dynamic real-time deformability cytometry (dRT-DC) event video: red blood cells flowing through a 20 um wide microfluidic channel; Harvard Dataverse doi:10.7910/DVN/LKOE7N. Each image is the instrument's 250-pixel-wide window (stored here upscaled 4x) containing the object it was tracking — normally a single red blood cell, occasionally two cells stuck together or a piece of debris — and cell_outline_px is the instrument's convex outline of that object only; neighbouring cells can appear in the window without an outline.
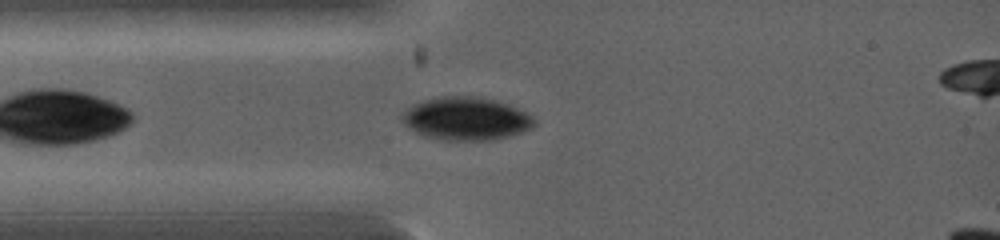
{"species": "common noctule bat (a hibernating species)", "species_latin": "Nyctalus noctula", "temperature_condition": "warm", "stored_images_in_passage": 9, "camera_frame_rate_fps": 5000, "um_per_image_px": 0.085, "animal": {"sex": "female", "body_mass_g": 19.0, "forearm_length_mm": 53.3}, "frame": {"image": 1, "passage_image": 6, "time_ms": 0.8, "image_size_px": [1000, 240], "cell_outline_px": [[536, 124], [532, 128], [524, 132], [508, 136], [488, 140], [444, 140], [428, 136], [416, 132], [404, 124], [400, 120], [400, 116], [412, 104], [424, 100], [440, 96], [480, 96], [508, 104], [532, 116], [536, 120]], "centroid_in_image_um": [39.62, 10.08], "position_along_channel_um": 45.4, "area_um2": 33.12}}